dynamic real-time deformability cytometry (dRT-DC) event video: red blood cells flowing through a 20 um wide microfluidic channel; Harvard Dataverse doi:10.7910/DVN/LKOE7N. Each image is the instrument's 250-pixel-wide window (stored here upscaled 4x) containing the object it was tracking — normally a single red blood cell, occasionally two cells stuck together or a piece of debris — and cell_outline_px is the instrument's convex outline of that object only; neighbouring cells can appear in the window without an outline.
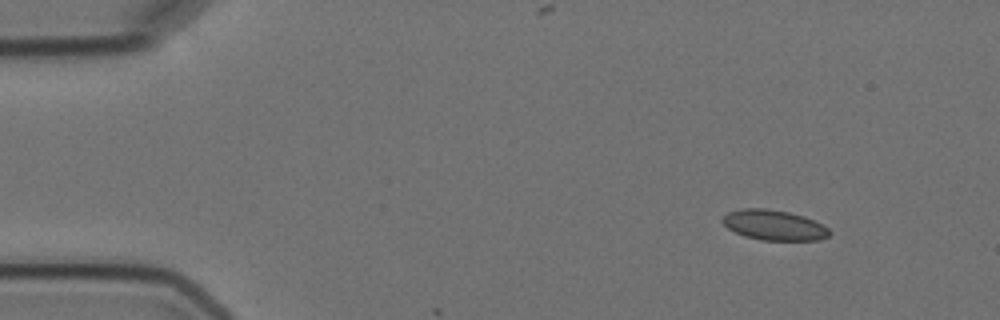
{"species": "Egyptian fruit bat (a non-hibernating species)", "species_latin": "Rousettus aegyptiacus", "temperature_condition": "cold", "stored_images_in_passage": 4, "camera_frame_rate_fps": 3000, "um_per_image_px": 0.085, "animal": {"sex": "female"}, "frame": {"image": 1, "passage_image": 1, "time_ms": 0.0, "image_size_px": [1000, 320], "cell_outline_px": [[832, 232], [828, 236], [820, 240], [760, 240], [744, 236], [728, 228], [720, 220], [728, 212], [744, 208], [764, 208], [788, 212], [804, 216], [828, 228]], "centroid_in_image_um": [65.78, 19.14], "position_along_channel_um": 19.2, "area_um2": 18.73}}
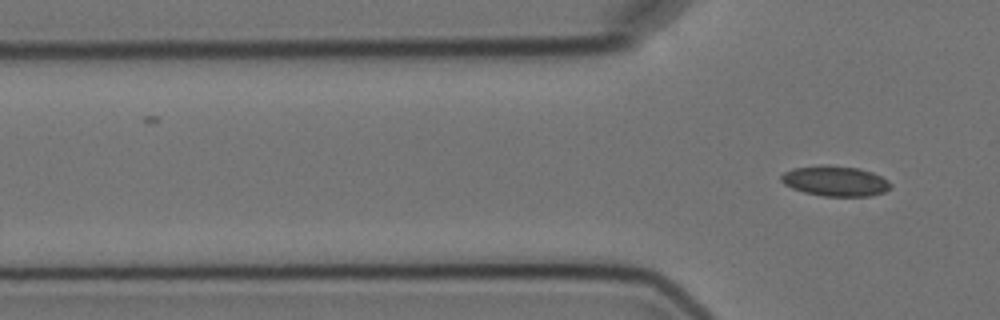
{"frame": {"image": 2, "passage_image": 4, "time_ms": 3.333, "image_size_px": [1000, 320], "cell_outline_px": [[892, 184], [884, 192], [868, 196], [824, 196], [804, 192], [792, 188], [784, 184], [780, 180], [780, 176], [784, 172], [792, 168], [820, 164], [828, 164], [856, 168], [872, 172], [888, 180]], "centroid_in_image_um": [70.95, 15.37], "position_along_channel_um": 54.9, "area_um2": 19.36}}